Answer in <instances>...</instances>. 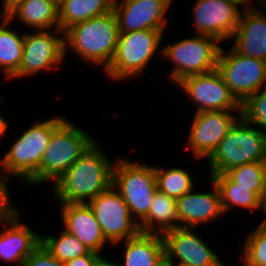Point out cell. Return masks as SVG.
<instances>
[{"label":"cell","mask_w":266,"mask_h":266,"mask_svg":"<svg viewBox=\"0 0 266 266\" xmlns=\"http://www.w3.org/2000/svg\"><path fill=\"white\" fill-rule=\"evenodd\" d=\"M95 141L53 184L59 203L87 204L112 186L114 163ZM101 148V149H100Z\"/></svg>","instance_id":"obj_1"},{"label":"cell","mask_w":266,"mask_h":266,"mask_svg":"<svg viewBox=\"0 0 266 266\" xmlns=\"http://www.w3.org/2000/svg\"><path fill=\"white\" fill-rule=\"evenodd\" d=\"M65 120L64 117H50L34 122L19 138H16L0 160V178L9 184L11 177L23 180L30 186L40 185V162L53 131ZM13 175V176H12Z\"/></svg>","instance_id":"obj_2"},{"label":"cell","mask_w":266,"mask_h":266,"mask_svg":"<svg viewBox=\"0 0 266 266\" xmlns=\"http://www.w3.org/2000/svg\"><path fill=\"white\" fill-rule=\"evenodd\" d=\"M119 28L114 11L78 23L64 32V55L68 50L93 66L112 61L118 42Z\"/></svg>","instance_id":"obj_3"},{"label":"cell","mask_w":266,"mask_h":266,"mask_svg":"<svg viewBox=\"0 0 266 266\" xmlns=\"http://www.w3.org/2000/svg\"><path fill=\"white\" fill-rule=\"evenodd\" d=\"M209 178L250 162H266V133L242 117L220 141L208 159Z\"/></svg>","instance_id":"obj_4"},{"label":"cell","mask_w":266,"mask_h":266,"mask_svg":"<svg viewBox=\"0 0 266 266\" xmlns=\"http://www.w3.org/2000/svg\"><path fill=\"white\" fill-rule=\"evenodd\" d=\"M65 119L52 133L40 162V184L57 181L96 141Z\"/></svg>","instance_id":"obj_5"},{"label":"cell","mask_w":266,"mask_h":266,"mask_svg":"<svg viewBox=\"0 0 266 266\" xmlns=\"http://www.w3.org/2000/svg\"><path fill=\"white\" fill-rule=\"evenodd\" d=\"M163 34L164 30L119 33L114 57L103 72L112 81L137 77L159 51Z\"/></svg>","instance_id":"obj_6"},{"label":"cell","mask_w":266,"mask_h":266,"mask_svg":"<svg viewBox=\"0 0 266 266\" xmlns=\"http://www.w3.org/2000/svg\"><path fill=\"white\" fill-rule=\"evenodd\" d=\"M116 161L112 186L126 202L131 216L139 223L148 214L158 190L154 166L124 158Z\"/></svg>","instance_id":"obj_7"},{"label":"cell","mask_w":266,"mask_h":266,"mask_svg":"<svg viewBox=\"0 0 266 266\" xmlns=\"http://www.w3.org/2000/svg\"><path fill=\"white\" fill-rule=\"evenodd\" d=\"M221 43L207 35L194 34L185 37L161 50V57L170 60L174 67L170 70L169 79L173 83L184 77L204 74L217 69V59Z\"/></svg>","instance_id":"obj_8"},{"label":"cell","mask_w":266,"mask_h":266,"mask_svg":"<svg viewBox=\"0 0 266 266\" xmlns=\"http://www.w3.org/2000/svg\"><path fill=\"white\" fill-rule=\"evenodd\" d=\"M220 48L217 70L232 94L242 104L249 96L266 87V61L244 56L233 47Z\"/></svg>","instance_id":"obj_9"},{"label":"cell","mask_w":266,"mask_h":266,"mask_svg":"<svg viewBox=\"0 0 266 266\" xmlns=\"http://www.w3.org/2000/svg\"><path fill=\"white\" fill-rule=\"evenodd\" d=\"M112 246L136 237L141 231L122 196L111 186L87 203Z\"/></svg>","instance_id":"obj_10"},{"label":"cell","mask_w":266,"mask_h":266,"mask_svg":"<svg viewBox=\"0 0 266 266\" xmlns=\"http://www.w3.org/2000/svg\"><path fill=\"white\" fill-rule=\"evenodd\" d=\"M25 34L23 59L17 74L11 79L35 76L51 69L65 59L64 32L60 29L33 30ZM55 33V34H54ZM58 33L61 35L59 36ZM56 66V67H55Z\"/></svg>","instance_id":"obj_11"},{"label":"cell","mask_w":266,"mask_h":266,"mask_svg":"<svg viewBox=\"0 0 266 266\" xmlns=\"http://www.w3.org/2000/svg\"><path fill=\"white\" fill-rule=\"evenodd\" d=\"M174 85L195 102V113L241 110V103L232 94L217 69L184 77Z\"/></svg>","instance_id":"obj_12"},{"label":"cell","mask_w":266,"mask_h":266,"mask_svg":"<svg viewBox=\"0 0 266 266\" xmlns=\"http://www.w3.org/2000/svg\"><path fill=\"white\" fill-rule=\"evenodd\" d=\"M238 111L239 113L236 114ZM234 112L236 115H233ZM232 113V114H231ZM241 118V110L204 111L194 113L187 138V148L194 159L210 158L220 141Z\"/></svg>","instance_id":"obj_13"},{"label":"cell","mask_w":266,"mask_h":266,"mask_svg":"<svg viewBox=\"0 0 266 266\" xmlns=\"http://www.w3.org/2000/svg\"><path fill=\"white\" fill-rule=\"evenodd\" d=\"M194 228L179 227L162 234L166 264L227 266ZM175 257V259H173Z\"/></svg>","instance_id":"obj_14"},{"label":"cell","mask_w":266,"mask_h":266,"mask_svg":"<svg viewBox=\"0 0 266 266\" xmlns=\"http://www.w3.org/2000/svg\"><path fill=\"white\" fill-rule=\"evenodd\" d=\"M194 33L222 42L232 39L239 23V6L225 0H195L192 7Z\"/></svg>","instance_id":"obj_15"},{"label":"cell","mask_w":266,"mask_h":266,"mask_svg":"<svg viewBox=\"0 0 266 266\" xmlns=\"http://www.w3.org/2000/svg\"><path fill=\"white\" fill-rule=\"evenodd\" d=\"M172 0H114L119 33L141 30H165V16Z\"/></svg>","instance_id":"obj_16"},{"label":"cell","mask_w":266,"mask_h":266,"mask_svg":"<svg viewBox=\"0 0 266 266\" xmlns=\"http://www.w3.org/2000/svg\"><path fill=\"white\" fill-rule=\"evenodd\" d=\"M19 211L13 207L3 218L5 226L0 232V260L22 266L24 260L41 244V235L19 220Z\"/></svg>","instance_id":"obj_17"},{"label":"cell","mask_w":266,"mask_h":266,"mask_svg":"<svg viewBox=\"0 0 266 266\" xmlns=\"http://www.w3.org/2000/svg\"><path fill=\"white\" fill-rule=\"evenodd\" d=\"M211 192L189 191L176 199L179 226L183 228H197L200 224H207L222 216L223 210L219 190L212 179Z\"/></svg>","instance_id":"obj_18"},{"label":"cell","mask_w":266,"mask_h":266,"mask_svg":"<svg viewBox=\"0 0 266 266\" xmlns=\"http://www.w3.org/2000/svg\"><path fill=\"white\" fill-rule=\"evenodd\" d=\"M60 207L63 229L75 236L90 251L101 255L107 240L89 205L62 203Z\"/></svg>","instance_id":"obj_19"},{"label":"cell","mask_w":266,"mask_h":266,"mask_svg":"<svg viewBox=\"0 0 266 266\" xmlns=\"http://www.w3.org/2000/svg\"><path fill=\"white\" fill-rule=\"evenodd\" d=\"M232 47L240 54L266 61V16L260 9L242 10Z\"/></svg>","instance_id":"obj_20"},{"label":"cell","mask_w":266,"mask_h":266,"mask_svg":"<svg viewBox=\"0 0 266 266\" xmlns=\"http://www.w3.org/2000/svg\"><path fill=\"white\" fill-rule=\"evenodd\" d=\"M124 264L119 266H166L164 241L161 234L140 232L124 240Z\"/></svg>","instance_id":"obj_21"},{"label":"cell","mask_w":266,"mask_h":266,"mask_svg":"<svg viewBox=\"0 0 266 266\" xmlns=\"http://www.w3.org/2000/svg\"><path fill=\"white\" fill-rule=\"evenodd\" d=\"M19 19L34 30L59 29V7L56 0H22L8 11L9 21Z\"/></svg>","instance_id":"obj_22"},{"label":"cell","mask_w":266,"mask_h":266,"mask_svg":"<svg viewBox=\"0 0 266 266\" xmlns=\"http://www.w3.org/2000/svg\"><path fill=\"white\" fill-rule=\"evenodd\" d=\"M143 233L163 234L179 228L176 199L156 191L148 214L138 223Z\"/></svg>","instance_id":"obj_23"},{"label":"cell","mask_w":266,"mask_h":266,"mask_svg":"<svg viewBox=\"0 0 266 266\" xmlns=\"http://www.w3.org/2000/svg\"><path fill=\"white\" fill-rule=\"evenodd\" d=\"M114 0H60L59 29L68 28L113 11Z\"/></svg>","instance_id":"obj_24"},{"label":"cell","mask_w":266,"mask_h":266,"mask_svg":"<svg viewBox=\"0 0 266 266\" xmlns=\"http://www.w3.org/2000/svg\"><path fill=\"white\" fill-rule=\"evenodd\" d=\"M11 23L7 19L0 26V71H3L4 79L7 81L11 80L20 68L25 40V33L20 35L8 27Z\"/></svg>","instance_id":"obj_25"},{"label":"cell","mask_w":266,"mask_h":266,"mask_svg":"<svg viewBox=\"0 0 266 266\" xmlns=\"http://www.w3.org/2000/svg\"><path fill=\"white\" fill-rule=\"evenodd\" d=\"M216 184L221 199L223 213L236 206L250 210L259 209L262 212L263 200L250 188L237 186L225 173L210 177Z\"/></svg>","instance_id":"obj_26"},{"label":"cell","mask_w":266,"mask_h":266,"mask_svg":"<svg viewBox=\"0 0 266 266\" xmlns=\"http://www.w3.org/2000/svg\"><path fill=\"white\" fill-rule=\"evenodd\" d=\"M41 244L52 256L62 263L90 252L83 243L64 229L61 230L59 235H42Z\"/></svg>","instance_id":"obj_27"},{"label":"cell","mask_w":266,"mask_h":266,"mask_svg":"<svg viewBox=\"0 0 266 266\" xmlns=\"http://www.w3.org/2000/svg\"><path fill=\"white\" fill-rule=\"evenodd\" d=\"M157 181V189L169 197L178 199L193 190L192 175L188 170L177 167L164 169L154 166Z\"/></svg>","instance_id":"obj_28"},{"label":"cell","mask_w":266,"mask_h":266,"mask_svg":"<svg viewBox=\"0 0 266 266\" xmlns=\"http://www.w3.org/2000/svg\"><path fill=\"white\" fill-rule=\"evenodd\" d=\"M225 174L237 186L250 188L262 200L266 193V162H250L235 166Z\"/></svg>","instance_id":"obj_29"},{"label":"cell","mask_w":266,"mask_h":266,"mask_svg":"<svg viewBox=\"0 0 266 266\" xmlns=\"http://www.w3.org/2000/svg\"><path fill=\"white\" fill-rule=\"evenodd\" d=\"M243 266H266V226L259 225L250 232L242 246Z\"/></svg>","instance_id":"obj_30"},{"label":"cell","mask_w":266,"mask_h":266,"mask_svg":"<svg viewBox=\"0 0 266 266\" xmlns=\"http://www.w3.org/2000/svg\"><path fill=\"white\" fill-rule=\"evenodd\" d=\"M241 117L266 133V87L249 96L241 104Z\"/></svg>","instance_id":"obj_31"},{"label":"cell","mask_w":266,"mask_h":266,"mask_svg":"<svg viewBox=\"0 0 266 266\" xmlns=\"http://www.w3.org/2000/svg\"><path fill=\"white\" fill-rule=\"evenodd\" d=\"M22 266H64L40 244L23 262Z\"/></svg>","instance_id":"obj_32"},{"label":"cell","mask_w":266,"mask_h":266,"mask_svg":"<svg viewBox=\"0 0 266 266\" xmlns=\"http://www.w3.org/2000/svg\"><path fill=\"white\" fill-rule=\"evenodd\" d=\"M9 191V185L0 178V220L13 208Z\"/></svg>","instance_id":"obj_33"},{"label":"cell","mask_w":266,"mask_h":266,"mask_svg":"<svg viewBox=\"0 0 266 266\" xmlns=\"http://www.w3.org/2000/svg\"><path fill=\"white\" fill-rule=\"evenodd\" d=\"M100 256V254L90 251L88 254L77 257L75 259L69 260L64 264V266H93L95 260Z\"/></svg>","instance_id":"obj_34"},{"label":"cell","mask_w":266,"mask_h":266,"mask_svg":"<svg viewBox=\"0 0 266 266\" xmlns=\"http://www.w3.org/2000/svg\"><path fill=\"white\" fill-rule=\"evenodd\" d=\"M93 266H119L118 262H112L107 260L102 254L95 260Z\"/></svg>","instance_id":"obj_35"},{"label":"cell","mask_w":266,"mask_h":266,"mask_svg":"<svg viewBox=\"0 0 266 266\" xmlns=\"http://www.w3.org/2000/svg\"><path fill=\"white\" fill-rule=\"evenodd\" d=\"M3 99L0 98V105L2 106L3 104ZM8 121L6 119H4V116L2 117L0 114V139L2 138V136L4 135V133H6V130L9 127V123H7Z\"/></svg>","instance_id":"obj_36"},{"label":"cell","mask_w":266,"mask_h":266,"mask_svg":"<svg viewBox=\"0 0 266 266\" xmlns=\"http://www.w3.org/2000/svg\"><path fill=\"white\" fill-rule=\"evenodd\" d=\"M225 1H229V2L234 3L240 7L244 6L243 10L249 9L253 5L252 4L253 0H225ZM260 1H262V0H260Z\"/></svg>","instance_id":"obj_37"},{"label":"cell","mask_w":266,"mask_h":266,"mask_svg":"<svg viewBox=\"0 0 266 266\" xmlns=\"http://www.w3.org/2000/svg\"><path fill=\"white\" fill-rule=\"evenodd\" d=\"M22 0H3V9L7 12Z\"/></svg>","instance_id":"obj_38"},{"label":"cell","mask_w":266,"mask_h":266,"mask_svg":"<svg viewBox=\"0 0 266 266\" xmlns=\"http://www.w3.org/2000/svg\"><path fill=\"white\" fill-rule=\"evenodd\" d=\"M262 212H264L266 216V193L263 197V202H262ZM260 224L266 226V217L260 222Z\"/></svg>","instance_id":"obj_39"},{"label":"cell","mask_w":266,"mask_h":266,"mask_svg":"<svg viewBox=\"0 0 266 266\" xmlns=\"http://www.w3.org/2000/svg\"><path fill=\"white\" fill-rule=\"evenodd\" d=\"M3 13H0V26L3 25V23L8 19V12L2 8ZM2 15V16H1Z\"/></svg>","instance_id":"obj_40"},{"label":"cell","mask_w":266,"mask_h":266,"mask_svg":"<svg viewBox=\"0 0 266 266\" xmlns=\"http://www.w3.org/2000/svg\"><path fill=\"white\" fill-rule=\"evenodd\" d=\"M167 266H190V265H186V264H166Z\"/></svg>","instance_id":"obj_41"},{"label":"cell","mask_w":266,"mask_h":266,"mask_svg":"<svg viewBox=\"0 0 266 266\" xmlns=\"http://www.w3.org/2000/svg\"><path fill=\"white\" fill-rule=\"evenodd\" d=\"M3 226V218L0 220V226Z\"/></svg>","instance_id":"obj_42"}]
</instances>
